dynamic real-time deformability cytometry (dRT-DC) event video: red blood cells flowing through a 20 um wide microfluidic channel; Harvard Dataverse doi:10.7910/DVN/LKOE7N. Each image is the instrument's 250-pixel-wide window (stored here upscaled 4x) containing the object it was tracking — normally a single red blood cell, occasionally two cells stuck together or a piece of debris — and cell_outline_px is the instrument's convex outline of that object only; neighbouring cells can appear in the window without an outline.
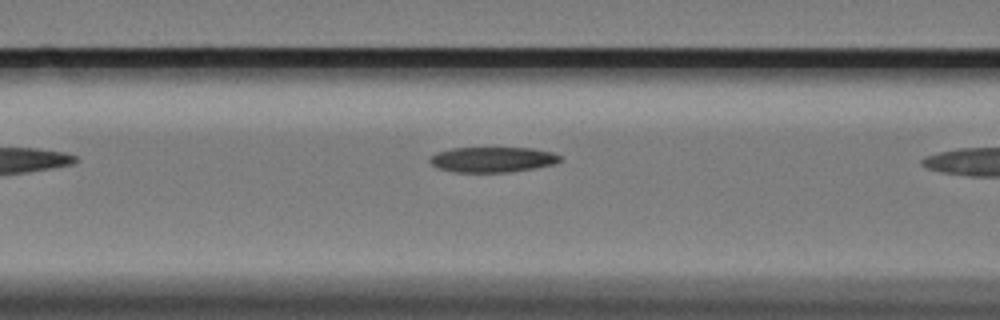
{"species": "Egyptian fruit bat (a non-hibernating species)", "species_latin": "Rousettus aegyptiacus", "temperature_condition": "cold", "stored_images_in_passage": 4, "camera_frame_rate_fps": 3000, "um_per_image_px": 0.085, "animal": {"sex": "female"}, "frame": {"image": 1, "passage_image": 3, "time_ms": 0.667, "image_size_px": [1000, 320], "cell_outline_px": [[564, 160], [552, 164], [532, 168], [508, 172], [452, 172], [436, 168], [428, 160], [436, 152], [452, 148], [532, 148], [552, 152], [560, 156]], "centroid_in_image_um": [41.83, 13.56], "position_along_channel_um": 124.8, "area_um2": 19.19}}